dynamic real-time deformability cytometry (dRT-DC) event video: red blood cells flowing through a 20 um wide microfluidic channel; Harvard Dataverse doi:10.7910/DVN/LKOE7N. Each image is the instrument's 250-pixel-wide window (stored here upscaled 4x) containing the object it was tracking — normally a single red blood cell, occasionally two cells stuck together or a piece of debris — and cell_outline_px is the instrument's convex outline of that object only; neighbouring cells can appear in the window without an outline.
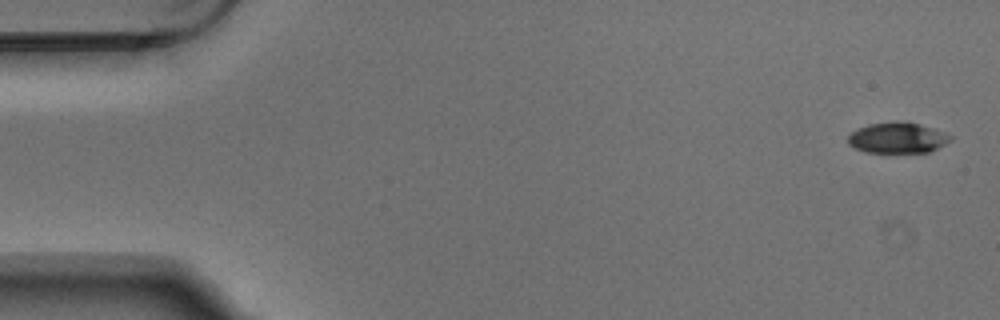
{"species": "Egyptian fruit bat (a non-hibernating species)", "species_latin": "Rousettus aegyptiacus", "temperature_condition": "warm", "stored_images_in_passage": 4, "camera_frame_rate_fps": 3000, "um_per_image_px": 0.085, "animal": {"sex": "male"}, "frame": {"image": 1, "passage_image": 1, "time_ms": 0.0, "image_size_px": [1000, 320], "cell_outline_px": [[952, 140], [928, 152], [868, 152], [856, 148], [848, 144], [848, 136], [852, 132], [868, 124], [920, 124], [944, 132], [952, 136]], "centroid_in_image_um": [76.3, 11.75], "position_along_channel_um": 8.7, "area_um2": 17.46}}